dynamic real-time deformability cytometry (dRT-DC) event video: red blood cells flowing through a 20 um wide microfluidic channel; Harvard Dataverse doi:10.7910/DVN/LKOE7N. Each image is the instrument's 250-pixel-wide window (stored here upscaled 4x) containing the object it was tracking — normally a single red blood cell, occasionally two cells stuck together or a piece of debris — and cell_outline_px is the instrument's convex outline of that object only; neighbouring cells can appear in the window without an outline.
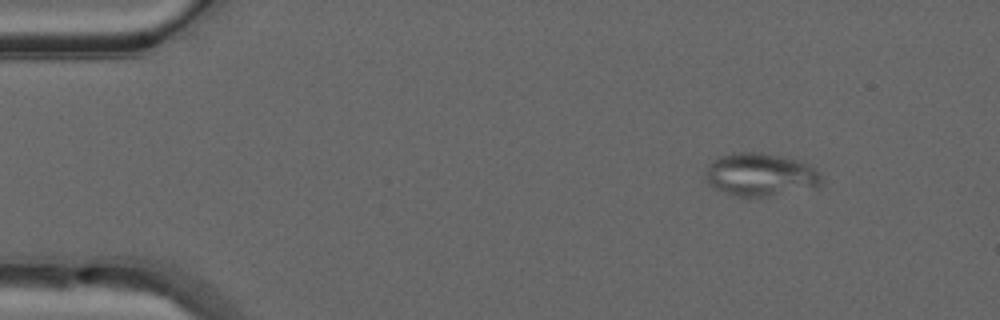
{"species": "common noctule bat (a hibernating species)", "species_latin": "Nyctalus noctula", "temperature_condition": "warm", "stored_images_in_passage": 45, "camera_frame_rate_fps": 3000, "um_per_image_px": 0.085, "animal": {"sex": "male", "forearm_length_mm": 52.5}, "frame": {"image": 1, "passage_image": 1, "time_ms": 0.0, "image_size_px": [1000, 320], "cell_outline_px": [[824, 184], [820, 188], [764, 196], [740, 196], [724, 192], [708, 184], [704, 180], [704, 172], [708, 164], [712, 160], [720, 156], [736, 152], [760, 152], [788, 156], [808, 164], [816, 168], [820, 172]], "centroid_in_image_um": [64.68, 14.83], "position_along_channel_um": 20.3, "area_um2": 29.71}}
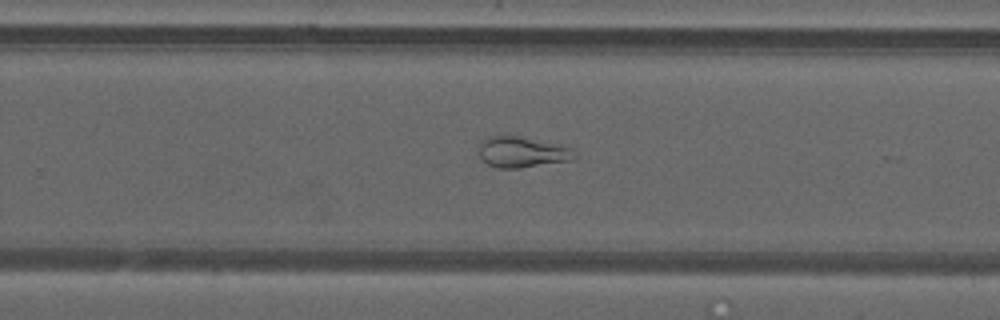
{"frame": {"image": 2, "passage_image": 27, "time_ms": 8.667, "image_size_px": [1000, 320], "cell_outline_px": [[576, 156], [572, 160], [520, 168], [496, 168], [480, 160], [480, 144], [488, 136], [516, 136], [560, 144], [568, 148]], "centroid_in_image_um": [44.34, 12.94], "position_along_channel_um": 285.5, "area_um2": 16.94}}
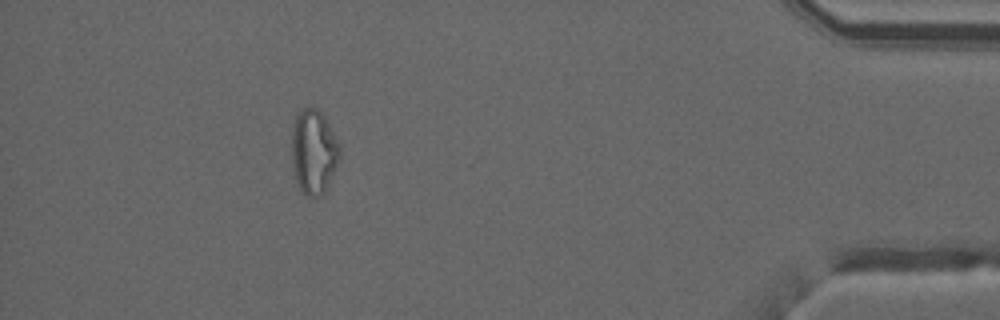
{"frame": {"image": 3, "passage_image": 40, "time_ms": 13.0, "image_size_px": [1000, 320], "cell_outline_px": [[340, 156], [336, 168], [324, 192], [316, 196], [308, 196], [300, 188], [296, 180], [292, 168], [292, 124], [296, 112], [304, 108], [316, 108], [324, 116], [340, 148]], "centroid_in_image_um": [26.63, 12.87], "position_along_channel_um": 408.6, "area_um2": 23.41}, "authors_computed_cell_mechanics": {"area_um2": 21.964, "velocity_mm_per_s": 4.1046, "shape_relaxation_time_tau1_ms": null, "shape_relaxation_time_tau2_ms": 2.0467, "deformation_change_tau1": null, "deformation_change_tau2": 0.086}}